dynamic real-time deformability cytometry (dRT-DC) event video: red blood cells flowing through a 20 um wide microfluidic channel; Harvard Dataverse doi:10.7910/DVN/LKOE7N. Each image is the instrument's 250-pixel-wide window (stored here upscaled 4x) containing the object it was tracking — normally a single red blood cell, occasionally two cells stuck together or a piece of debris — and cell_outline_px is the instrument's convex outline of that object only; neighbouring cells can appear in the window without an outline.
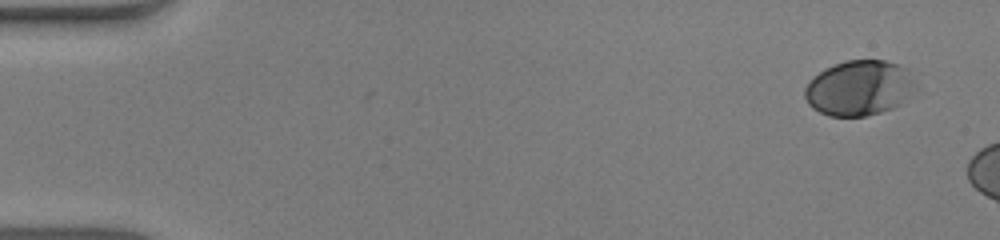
{"species": "human", "species_latin": "Homo sapiens", "temperature_condition": "warm", "stored_images_in_passage": 6, "camera_frame_rate_fps": 3000, "um_per_image_px": 0.085, "donor": {"sex": "male"}, "frame": {"image": 1, "passage_image": 1, "time_ms": 0.0, "image_size_px": [1000, 240], "cell_outline_px": [[920, 88], [900, 104], [892, 108], [880, 112], [864, 116], [828, 116], [812, 108], [808, 104], [804, 96], [804, 88], [824, 68], [848, 60], [884, 60], [900, 64], [908, 68], [920, 84]], "centroid_in_image_um": [73.13, 7.47], "position_along_channel_um": 11.9, "area_um2": 36.24}}